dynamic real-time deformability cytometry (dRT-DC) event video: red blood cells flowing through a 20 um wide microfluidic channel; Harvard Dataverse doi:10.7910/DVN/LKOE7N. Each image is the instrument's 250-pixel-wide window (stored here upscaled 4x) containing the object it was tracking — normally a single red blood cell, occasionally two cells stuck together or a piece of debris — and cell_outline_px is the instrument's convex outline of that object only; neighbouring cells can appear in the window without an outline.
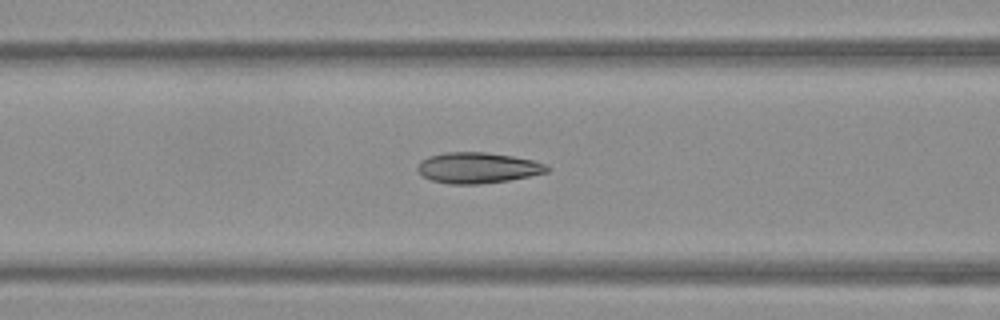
{"species": "Egyptian fruit bat (a non-hibernating species)", "species_latin": "Rousettus aegyptiacus", "temperature_condition": "warm", "stored_images_in_passage": 44, "camera_frame_rate_fps": 3000, "um_per_image_px": 0.085, "frame": {"image": 1, "passage_image": 22, "time_ms": 7.0, "image_size_px": [1000, 320], "cell_outline_px": [[548, 172], [508, 180], [480, 184], [448, 184], [432, 180], [424, 176], [416, 168], [420, 160], [428, 156], [444, 152], [484, 152], [512, 156], [532, 160], [548, 164]], "centroid_in_image_um": [40.58, 14.26], "position_along_channel_um": 126.0, "area_um2": 23.18}}
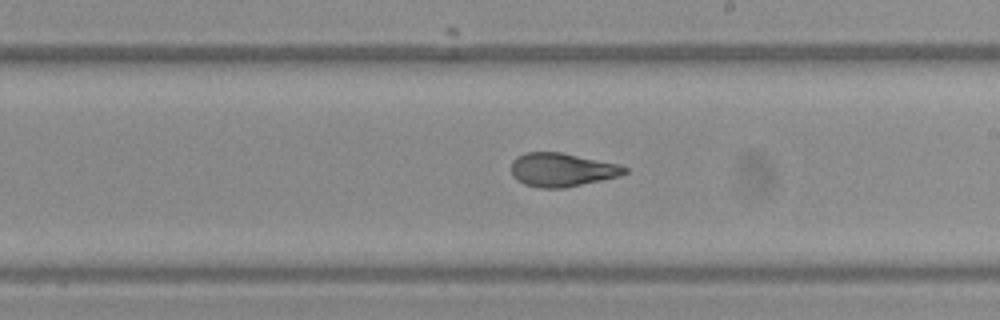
{"frame": {"image": 2, "passage_image": 31, "time_ms": 10.0, "image_size_px": [1000, 320], "cell_outline_px": [[628, 172], [620, 176], [564, 188], [540, 188], [524, 184], [516, 180], [512, 176], [512, 160], [516, 156], [524, 152], [564, 152], [620, 164], [628, 168]], "centroid_in_image_um": [47.77, 14.42], "position_along_channel_um": 241.2, "area_um2": 22.54}}
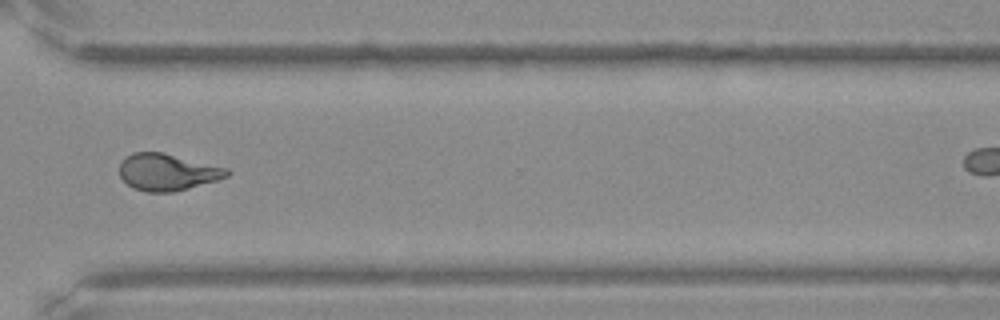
{"frame": {"image": 3, "passage_image": 40, "time_ms": 13.0, "image_size_px": [1000, 320], "cell_outline_px": [[228, 176], [216, 180], [188, 188], [172, 192], [148, 192], [132, 188], [120, 176], [120, 160], [124, 156], [132, 152], [164, 152], [228, 168]], "centroid_in_image_um": [14.18, 14.61], "position_along_channel_um": 356.4, "area_um2": 23.06}}